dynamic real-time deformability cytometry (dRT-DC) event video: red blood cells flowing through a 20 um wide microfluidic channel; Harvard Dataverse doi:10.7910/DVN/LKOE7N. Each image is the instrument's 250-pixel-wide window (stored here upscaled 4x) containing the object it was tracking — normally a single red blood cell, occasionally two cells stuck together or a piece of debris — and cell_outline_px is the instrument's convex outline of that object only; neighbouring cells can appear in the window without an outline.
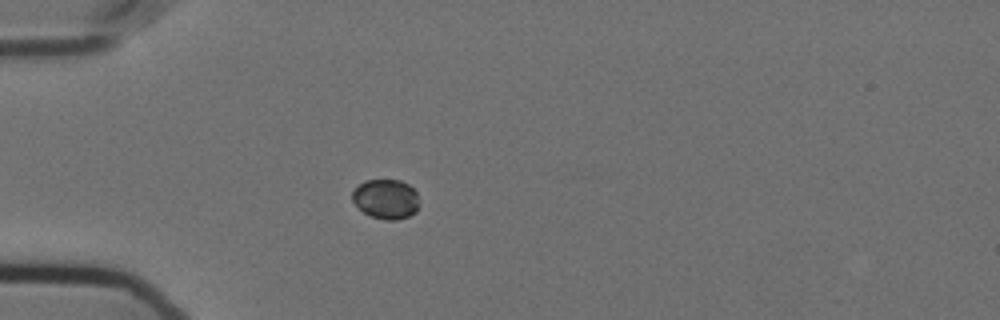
{"species": "Egyptian fruit bat (a non-hibernating species)", "species_latin": "Rousettus aegyptiacus", "temperature_condition": "cold", "stored_images_in_passage": 32, "camera_frame_rate_fps": 3000, "um_per_image_px": 0.085, "animal": {"sex": "female"}, "frame": {"image": 1, "passage_image": 1, "time_ms": 0.0, "image_size_px": [1000, 320], "cell_outline_px": [[420, 204], [416, 212], [408, 216], [396, 220], [384, 220], [372, 216], [364, 212], [352, 200], [352, 192], [364, 180], [400, 180], [408, 184], [416, 192]], "centroid_in_image_um": [32.83, 16.92], "position_along_channel_um": 52.2, "area_um2": 15.43}}
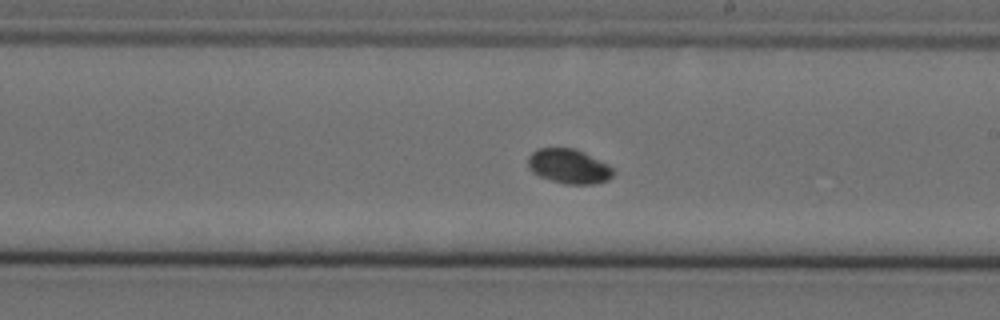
{"frame": {"image": 2, "passage_image": 18, "time_ms": 5.667, "image_size_px": [1000, 320], "cell_outline_px": [[612, 176], [608, 180], [592, 184], [564, 184], [540, 176], [532, 172], [528, 168], [528, 156], [536, 148], [576, 148], [608, 164], [612, 168]], "centroid_in_image_um": [48.32, 14.12], "position_along_channel_um": 240.7, "area_um2": 17.17}}
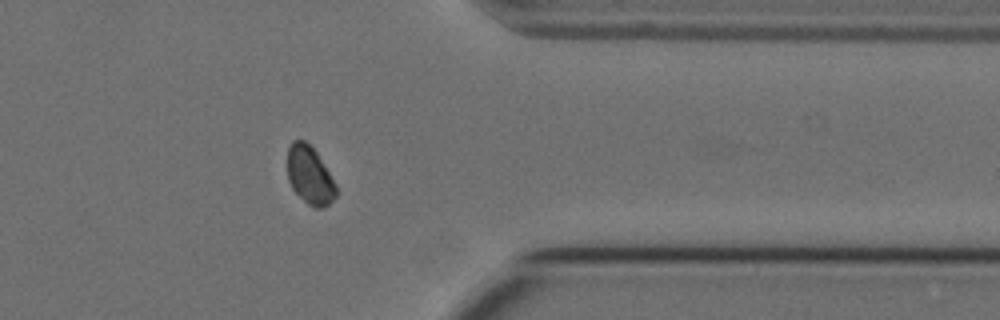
{"frame": {"image": 3, "passage_image": 31, "time_ms": 10.0, "image_size_px": [1000, 320], "cell_outline_px": [[336, 196], [324, 208], [312, 208], [292, 188], [288, 180], [288, 148], [292, 140], [304, 140], [316, 152], [336, 184]], "centroid_in_image_um": [26.32, 14.91], "position_along_channel_um": 385.1, "area_um2": 16.24}}